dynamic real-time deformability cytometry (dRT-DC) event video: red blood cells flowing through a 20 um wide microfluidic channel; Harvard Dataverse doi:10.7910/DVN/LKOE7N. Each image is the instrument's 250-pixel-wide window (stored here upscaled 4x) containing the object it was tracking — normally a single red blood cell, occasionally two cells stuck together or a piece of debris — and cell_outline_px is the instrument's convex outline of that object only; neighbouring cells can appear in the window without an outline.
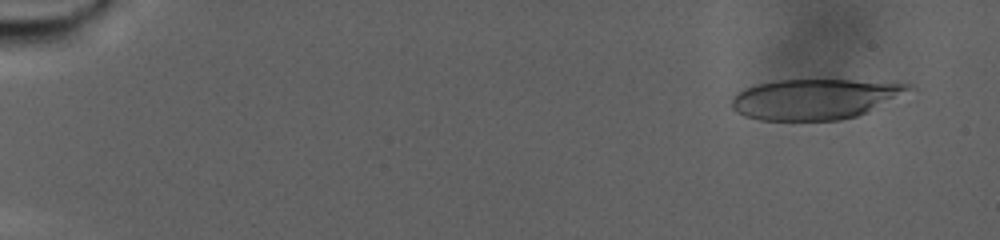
{"species": "human", "species_latin": "Homo sapiens", "temperature_condition": "warm", "stored_images_in_passage": 88, "camera_frame_rate_fps": 3000, "um_per_image_px": 0.085, "donor": {"sex": "male"}, "frame": {"image": 1, "passage_image": 6, "time_ms": 1.667, "image_size_px": [1000, 240], "cell_outline_px": [[916, 88], [856, 116], [840, 120], [760, 120], [744, 116], [736, 112], [732, 108], [732, 96], [744, 88], [756, 84], [776, 80], [852, 80], [912, 84]], "centroid_in_image_um": [69.21, 8.41], "position_along_channel_um": 15.8, "area_um2": 41.38}}
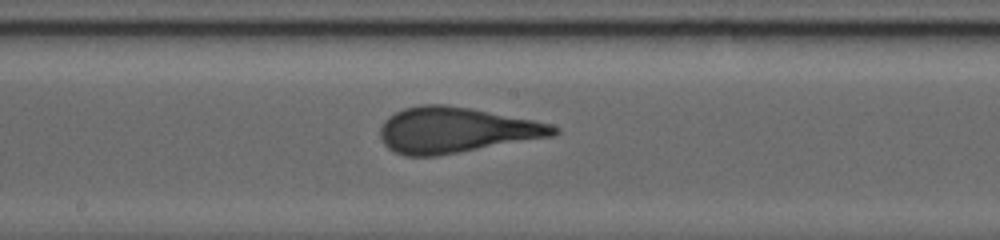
{"frame": {"image": 2, "passage_image": 50, "time_ms": 16.333, "image_size_px": [1000, 240], "cell_outline_px": [[560, 132], [552, 136], [436, 156], [404, 156], [388, 148], [384, 144], [380, 136], [380, 128], [384, 120], [388, 116], [404, 108], [420, 104], [444, 104], [472, 108], [552, 124], [560, 128]], "centroid_in_image_um": [38.73, 11.05], "position_along_channel_um": 209.5, "area_um2": 46.01}}
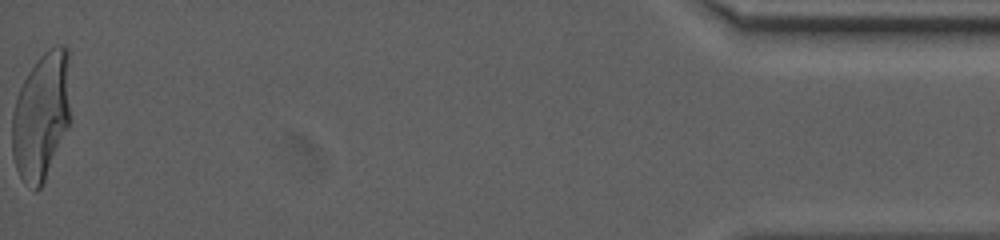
{"frame": {"image": 3, "passage_image": 88, "time_ms": 29.0, "image_size_px": [1000, 240], "cell_outline_px": [[72, 120], [44, 180], [40, 188], [36, 192], [24, 184], [16, 168], [12, 156], [12, 112], [20, 88], [28, 72], [36, 60], [48, 48], [56, 44], [60, 44], [68, 48], [72, 116]], "centroid_in_image_um": [3.55, 9.83], "position_along_channel_um": 431.7, "area_um2": 44.45}}